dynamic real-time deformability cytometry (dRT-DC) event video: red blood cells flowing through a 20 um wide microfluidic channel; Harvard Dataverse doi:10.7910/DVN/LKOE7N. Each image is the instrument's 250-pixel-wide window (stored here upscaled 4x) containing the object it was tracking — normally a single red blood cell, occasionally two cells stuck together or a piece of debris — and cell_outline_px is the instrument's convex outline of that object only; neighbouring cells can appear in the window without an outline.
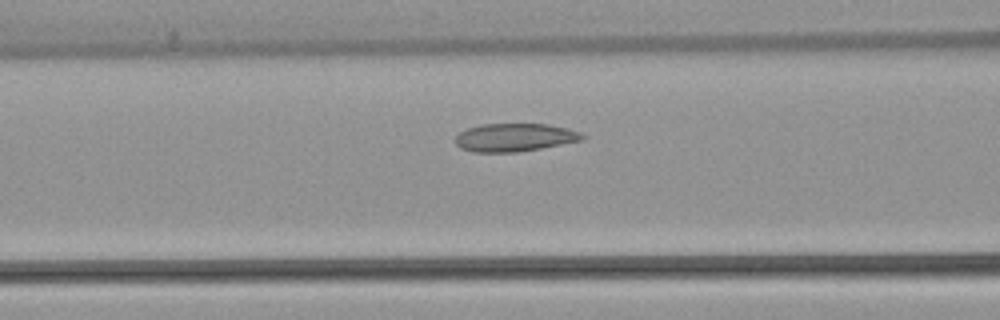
{"species": "common noctule bat (a hibernating species)", "species_latin": "Nyctalus noctula", "temperature_condition": "warm", "stored_images_in_passage": 31, "camera_frame_rate_fps": 3000, "um_per_image_px": 0.085, "animal": {"sex": "female", "body_mass_g": 22.7, "forearm_length_mm": 54.2}, "frame": {"image": 1, "passage_image": 9, "time_ms": 2.667, "image_size_px": [1000, 320], "cell_outline_px": [[588, 136], [584, 140], [520, 152], [472, 152], [460, 148], [456, 144], [456, 136], [460, 132], [468, 128], [484, 124], [548, 124], [568, 128], [580, 132]], "centroid_in_image_um": [43.79, 11.69], "position_along_channel_um": 122.8, "area_um2": 20.92}}
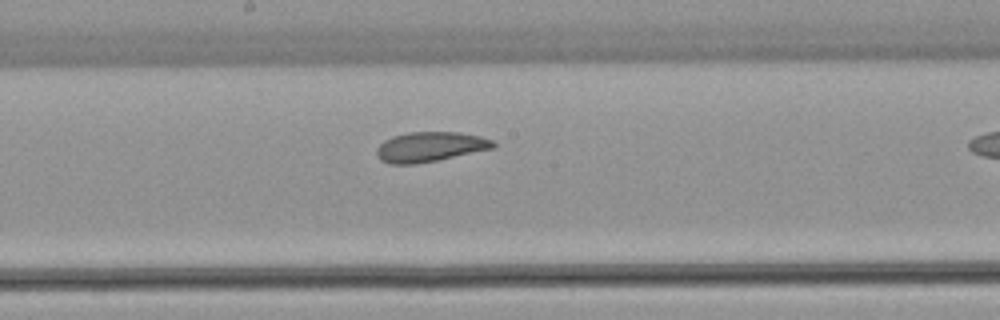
{"frame": {"image": 2, "passage_image": 16, "time_ms": 5.0, "image_size_px": [1000, 320], "cell_outline_px": [[496, 148], [416, 164], [388, 164], [380, 160], [376, 152], [376, 148], [384, 140], [392, 136], [408, 132], [460, 132], [480, 136], [492, 140], [496, 144]], "centroid_in_image_um": [36.55, 12.48], "position_along_channel_um": 211.7, "area_um2": 20.4}}
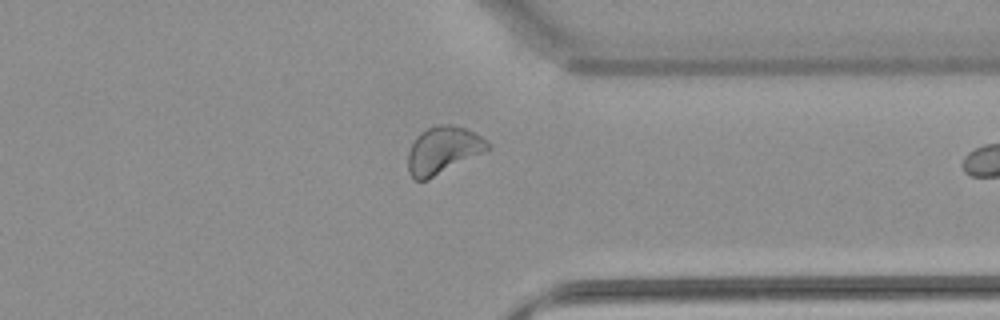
{"frame": {"image": 3, "passage_image": 29, "time_ms": 9.333, "image_size_px": [1000, 320], "cell_outline_px": [[488, 148], [428, 180], [412, 180], [408, 172], [408, 152], [416, 136], [420, 132], [436, 124], [452, 124], [464, 128], [480, 136], [488, 144]], "centroid_in_image_um": [37.56, 12.76], "position_along_channel_um": 373.8, "area_um2": 21.39}}